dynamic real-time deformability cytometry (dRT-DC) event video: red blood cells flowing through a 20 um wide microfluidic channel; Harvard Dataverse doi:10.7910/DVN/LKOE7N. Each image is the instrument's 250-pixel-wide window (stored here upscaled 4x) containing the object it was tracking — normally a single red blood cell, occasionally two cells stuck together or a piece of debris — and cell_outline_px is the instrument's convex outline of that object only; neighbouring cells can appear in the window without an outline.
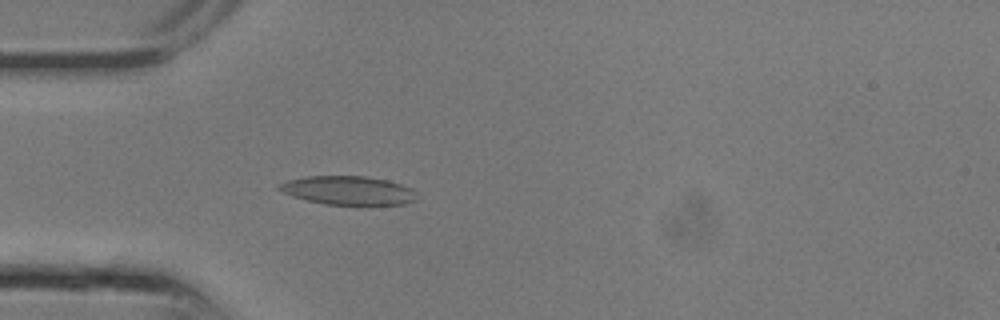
{"species": "common noctule bat (a hibernating species)", "species_latin": "Nyctalus noctula", "temperature_condition": "room temperature", "stored_images_in_passage": 16, "camera_frame_rate_fps": 3000, "um_per_image_px": 0.085, "animal": {"sex": "male", "body_mass_g": 13.3}, "frame": {"image": 1, "passage_image": 8, "time_ms": 2.333, "image_size_px": [1000, 320], "cell_outline_px": [[416, 200], [404, 204], [368, 208], [324, 204], [292, 196], [276, 188], [276, 184], [288, 180], [304, 176], [364, 176], [388, 180], [412, 188], [416, 192]], "centroid_in_image_um": [29.65, 16.23], "position_along_channel_um": 55.4, "area_um2": 24.1}}
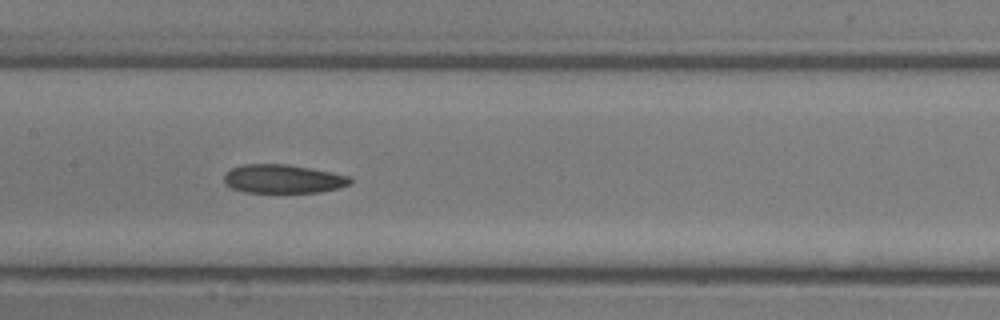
{"frame": {"image": 2, "passage_image": 13, "time_ms": 4.0, "image_size_px": [1000, 320], "cell_outline_px": [[352, 184], [340, 188], [320, 192], [244, 192], [232, 188], [224, 180], [224, 176], [232, 168], [244, 164], [288, 164], [352, 176]], "centroid_in_image_um": [24.13, 15.2], "position_along_channel_um": 183.3, "area_um2": 21.04}}
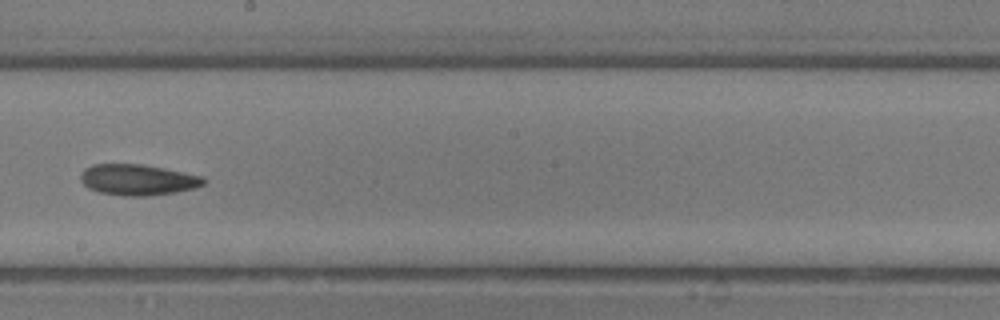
{"frame": {"image": 3, "passage_image": 15, "time_ms": 4.667, "image_size_px": [1000, 320], "cell_outline_px": [[208, 180], [204, 184], [196, 188], [176, 192], [148, 196], [124, 196], [100, 192], [88, 188], [80, 180], [80, 176], [84, 168], [92, 164], [140, 164], [164, 168], [204, 176]], "centroid_in_image_um": [11.74, 15.28], "position_along_channel_um": 236.5, "area_um2": 22.37}}